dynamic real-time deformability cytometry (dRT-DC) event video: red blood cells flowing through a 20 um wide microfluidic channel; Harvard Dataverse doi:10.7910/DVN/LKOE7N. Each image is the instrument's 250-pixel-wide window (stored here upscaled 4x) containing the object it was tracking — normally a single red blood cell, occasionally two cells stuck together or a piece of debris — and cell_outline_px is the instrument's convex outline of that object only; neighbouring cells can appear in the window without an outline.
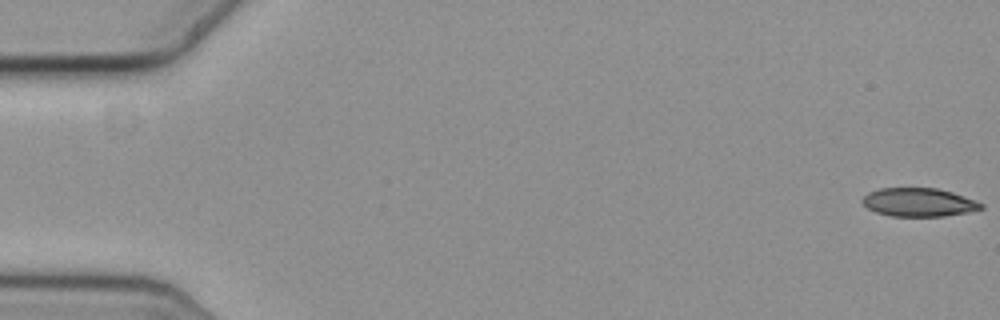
{"species": "common noctule bat (a hibernating species)", "species_latin": "Nyctalus noctula", "temperature_condition": "cold", "stored_images_in_passage": 17, "camera_frame_rate_fps": 3000, "um_per_image_px": 0.085, "animal": {"sex": "female", "body_mass_g": 19.3, "forearm_length_mm": 54.1}, "frame": {"image": 1, "passage_image": 1, "time_ms": 0.0, "image_size_px": [1000, 320], "cell_outline_px": [[984, 208], [968, 212], [944, 216], [892, 216], [876, 212], [868, 208], [860, 200], [868, 192], [880, 188], [936, 188], [952, 192], [976, 200], [984, 204]], "centroid_in_image_um": [78.1, 17.19], "position_along_channel_um": 6.9, "area_um2": 19.71}}
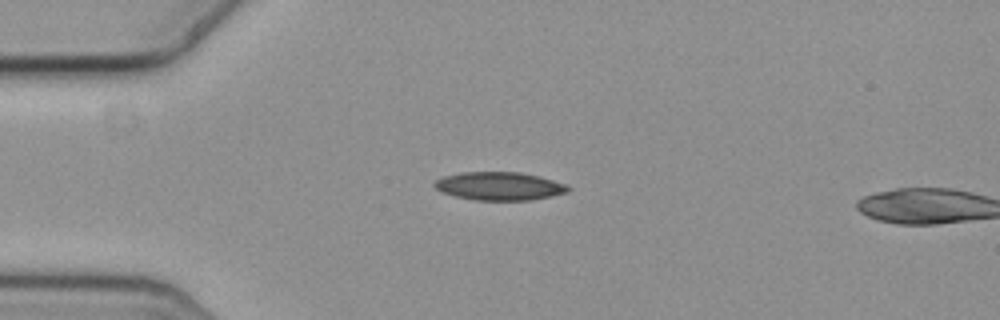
{"frame": {"image": 2, "passage_image": 15, "time_ms": 4.667, "image_size_px": [1000, 320], "cell_outline_px": [[572, 188], [568, 192], [552, 196], [532, 200], [476, 200], [456, 196], [440, 192], [432, 184], [436, 180], [444, 176], [460, 172], [520, 172], [540, 176], [568, 184]], "centroid_in_image_um": [42.48, 15.81], "position_along_channel_um": 42.5, "area_um2": 22.2}}